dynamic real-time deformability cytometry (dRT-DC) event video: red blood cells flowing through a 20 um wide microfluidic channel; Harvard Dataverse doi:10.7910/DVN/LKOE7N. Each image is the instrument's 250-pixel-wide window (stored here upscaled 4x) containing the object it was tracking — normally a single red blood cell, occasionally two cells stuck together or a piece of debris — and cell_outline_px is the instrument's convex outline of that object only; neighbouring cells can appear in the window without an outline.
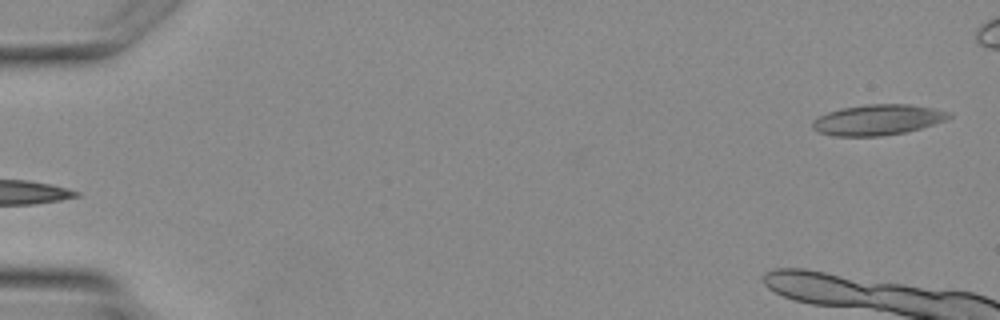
{"species": "Egyptian fruit bat (a non-hibernating species)", "species_latin": "Rousettus aegyptiacus", "temperature_condition": "warm", "stored_images_in_passage": 6, "camera_frame_rate_fps": 3000, "um_per_image_px": 0.085, "animal": {"sex": "female"}, "frame": {"image": 1, "passage_image": 1, "time_ms": 0.0, "image_size_px": [1000, 320], "cell_outline_px": [[952, 116], [944, 120], [920, 128], [904, 132], [880, 136], [832, 136], [820, 132], [812, 128], [812, 120], [828, 112], [840, 108], [868, 104], [908, 104], [932, 108], [952, 112]], "centroid_in_image_um": [74.58, 10.18], "position_along_channel_um": 10.4, "area_um2": 24.16}}
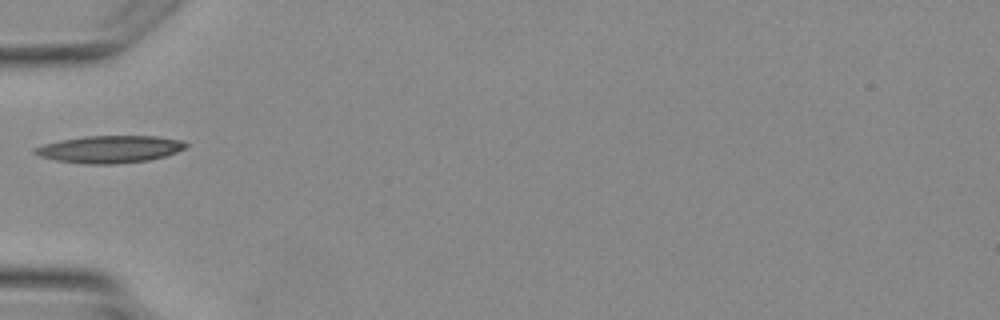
{"frame": {"image": 2, "passage_image": 6, "time_ms": 6.667, "image_size_px": [1000, 320], "cell_outline_px": [[188, 144], [184, 148], [176, 152], [164, 156], [148, 160], [112, 164], [88, 164], [56, 160], [40, 156], [32, 152], [32, 148], [44, 144], [60, 140], [84, 136], [156, 136], [184, 140]], "centroid_in_image_um": [9.32, 12.67], "position_along_channel_um": 75.7, "area_um2": 23.93}}